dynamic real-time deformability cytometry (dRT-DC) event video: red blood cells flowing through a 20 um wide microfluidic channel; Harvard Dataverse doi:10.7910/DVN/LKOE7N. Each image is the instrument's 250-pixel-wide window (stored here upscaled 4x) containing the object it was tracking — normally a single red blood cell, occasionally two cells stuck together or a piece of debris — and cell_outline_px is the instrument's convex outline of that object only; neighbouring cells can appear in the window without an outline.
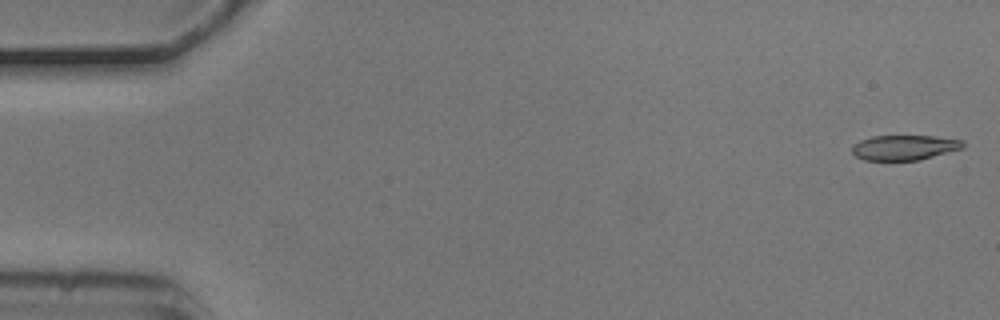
{"species": "common noctule bat (a hibernating species)", "species_latin": "Nyctalus noctula", "temperature_condition": "cold", "stored_images_in_passage": 5, "camera_frame_rate_fps": 3000, "um_per_image_px": 0.085, "animal": {"sex": "male", "body_mass_g": 20.5, "forearm_length_mm": 52.5}, "frame": {"image": 1, "passage_image": 1, "time_ms": 0.0, "image_size_px": [1000, 320], "cell_outline_px": [[964, 148], [920, 160], [864, 160], [856, 156], [852, 152], [852, 144], [860, 140], [872, 136], [932, 136], [964, 140]], "centroid_in_image_um": [76.87, 12.54], "position_along_channel_um": 8.1, "area_um2": 16.24}}
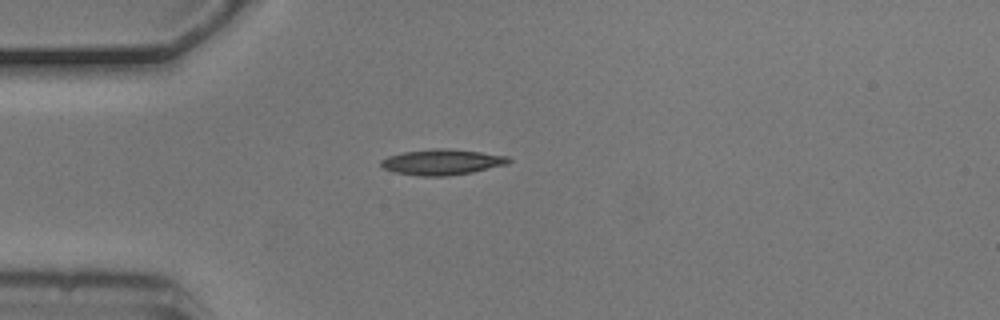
{"frame": {"image": 2, "passage_image": 5, "time_ms": 1.333, "image_size_px": [1000, 320], "cell_outline_px": [[512, 160], [508, 164], [472, 172], [448, 176], [420, 176], [392, 172], [384, 168], [380, 164], [380, 160], [388, 156], [404, 152], [432, 148], [444, 148], [480, 152], [508, 156]], "centroid_in_image_um": [37.56, 13.78], "position_along_channel_um": 47.4, "area_um2": 19.13}}